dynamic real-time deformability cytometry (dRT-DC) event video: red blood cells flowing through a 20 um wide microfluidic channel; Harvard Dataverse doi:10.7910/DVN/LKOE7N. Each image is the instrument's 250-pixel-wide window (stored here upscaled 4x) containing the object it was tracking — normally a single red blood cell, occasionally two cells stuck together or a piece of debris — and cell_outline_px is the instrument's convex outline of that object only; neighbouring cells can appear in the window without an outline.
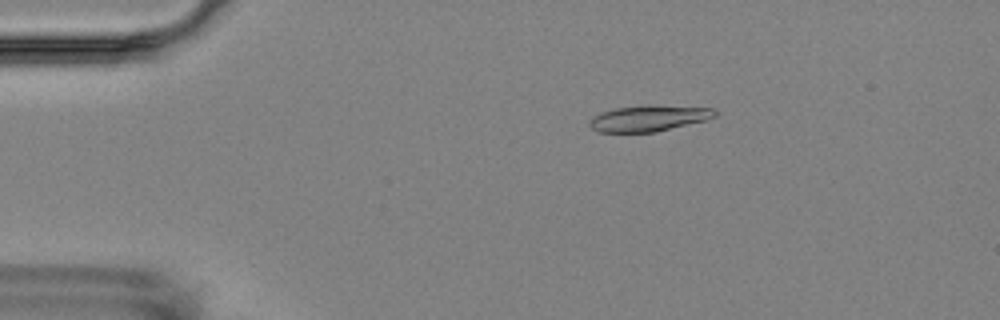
{"species": "Egyptian fruit bat (a non-hibernating species)", "species_latin": "Rousettus aegyptiacus", "temperature_condition": "room temperature", "stored_images_in_passage": 5, "camera_frame_rate_fps": 3000, "um_per_image_px": 0.085, "animal": {"sex": "female"}, "frame": {"image": 1, "passage_image": 3, "time_ms": 2.333, "image_size_px": [1000, 320], "cell_outline_px": [[716, 116], [708, 120], [656, 132], [596, 132], [588, 124], [588, 120], [592, 116], [616, 108], [648, 104], [652, 104], [712, 108], [716, 112]], "centroid_in_image_um": [55.15, 10.05], "position_along_channel_um": 29.8, "area_um2": 19.31}}